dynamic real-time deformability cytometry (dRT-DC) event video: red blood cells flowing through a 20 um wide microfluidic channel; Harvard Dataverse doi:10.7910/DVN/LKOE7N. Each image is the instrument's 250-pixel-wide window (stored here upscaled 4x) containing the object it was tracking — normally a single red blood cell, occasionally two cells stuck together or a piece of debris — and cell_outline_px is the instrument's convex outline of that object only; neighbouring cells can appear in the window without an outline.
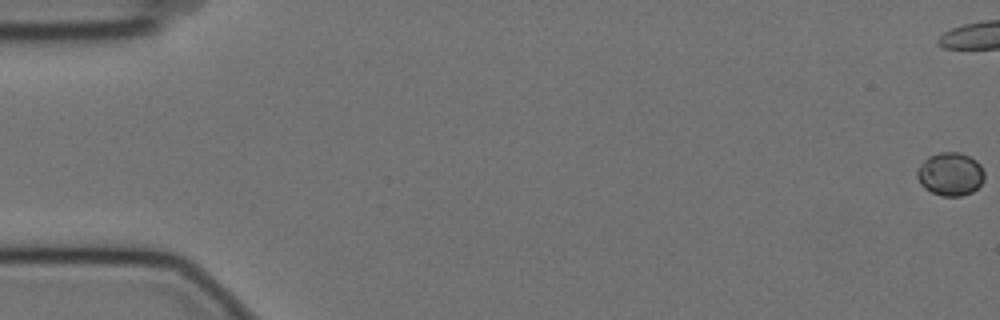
{"species": "Egyptian fruit bat (a non-hibernating species)", "species_latin": "Rousettus aegyptiacus", "temperature_condition": "cold", "stored_images_in_passage": 60, "camera_frame_rate_fps": 3000, "um_per_image_px": 0.085, "animal": {"sex": "female"}, "frame": {"image": 1, "passage_image": 1, "time_ms": 0.0, "image_size_px": [1000, 320], "cell_outline_px": [[984, 180], [972, 192], [960, 196], [940, 196], [924, 188], [920, 184], [916, 176], [916, 172], [920, 164], [928, 156], [940, 152], [960, 152], [976, 160], [980, 164], [984, 172]], "centroid_in_image_um": [80.76, 14.79], "position_along_channel_um": 4.2, "area_um2": 17.05}}
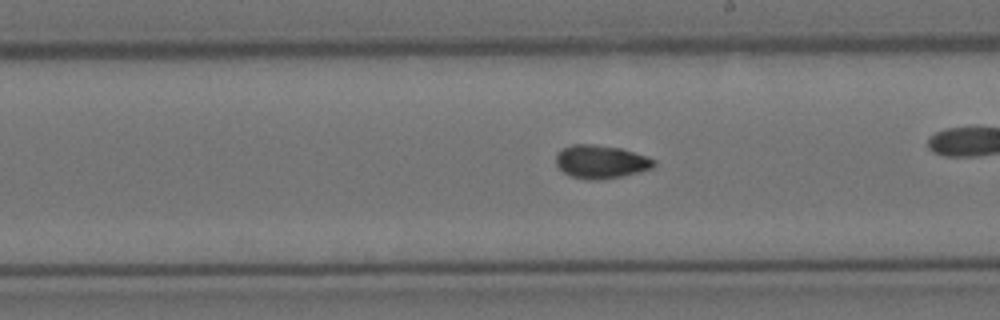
{"frame": {"image": 2, "passage_image": 34, "time_ms": 11.0, "image_size_px": [1000, 320], "cell_outline_px": [[656, 164], [652, 168], [640, 172], [600, 180], [588, 180], [572, 176], [564, 172], [556, 164], [556, 152], [560, 148], [572, 144], [592, 144], [620, 148], [648, 156], [656, 160]], "centroid_in_image_um": [51.07, 13.74], "position_along_channel_um": 237.9, "area_um2": 19.13}}
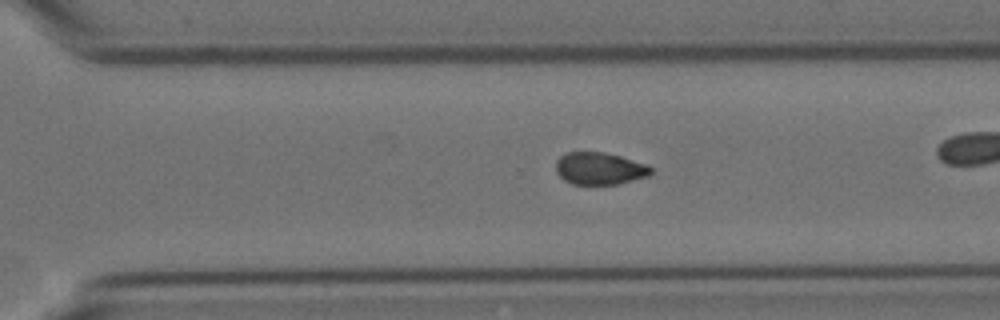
{"frame": {"image": 3, "passage_image": 41, "time_ms": 13.333, "image_size_px": [1000, 320], "cell_outline_px": [[652, 172], [648, 176], [620, 184], [572, 184], [564, 180], [556, 172], [556, 160], [560, 156], [568, 152], [604, 152], [620, 156], [644, 164], [652, 168]], "centroid_in_image_um": [50.94, 14.33], "position_along_channel_um": 319.7, "area_um2": 17.8}, "authors_computed_cell_mechanics": {"area_um2": 17.8602, "velocity_mm_per_s": 3.5224, "shape_relaxation_time_tau1_ms": null, "shape_relaxation_time_tau2_ms": 1.9403, "deformation_change_tau1": null, "deformation_change_tau2": 0.0619}}